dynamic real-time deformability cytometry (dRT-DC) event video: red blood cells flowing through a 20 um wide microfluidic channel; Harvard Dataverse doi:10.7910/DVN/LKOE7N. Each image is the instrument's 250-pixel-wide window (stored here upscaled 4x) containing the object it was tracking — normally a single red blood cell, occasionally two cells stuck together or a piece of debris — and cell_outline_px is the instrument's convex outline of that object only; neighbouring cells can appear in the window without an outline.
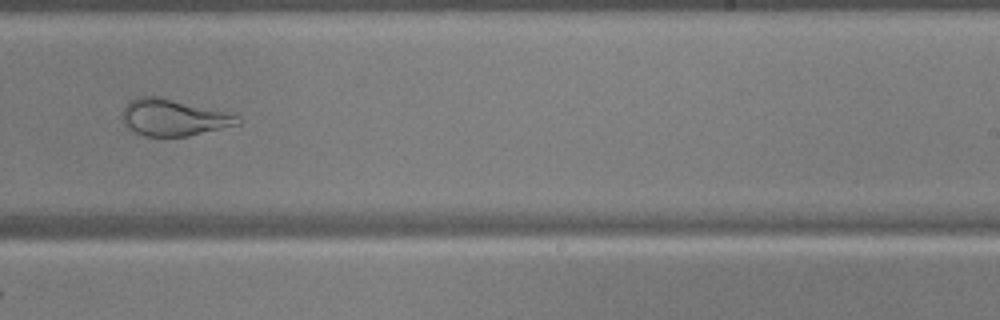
{"species": "common noctule bat (a hibernating species)", "species_latin": "Nyctalus noctula", "temperature_condition": "warm", "stored_images_in_passage": 42, "camera_frame_rate_fps": 3000, "um_per_image_px": 0.085, "animal": {"sex": "male", "body_mass_g": 17.9, "forearm_length_mm": 54.2}, "frame": {"image": 1, "passage_image": 32, "time_ms": 10.333, "image_size_px": [1000, 320], "cell_outline_px": [[240, 124], [188, 136], [144, 136], [132, 132], [124, 124], [120, 116], [128, 100], [140, 96], [156, 96], [224, 112], [236, 116], [240, 120]], "centroid_in_image_um": [14.64, 10.0], "position_along_channel_um": 274.4, "area_um2": 24.33}}
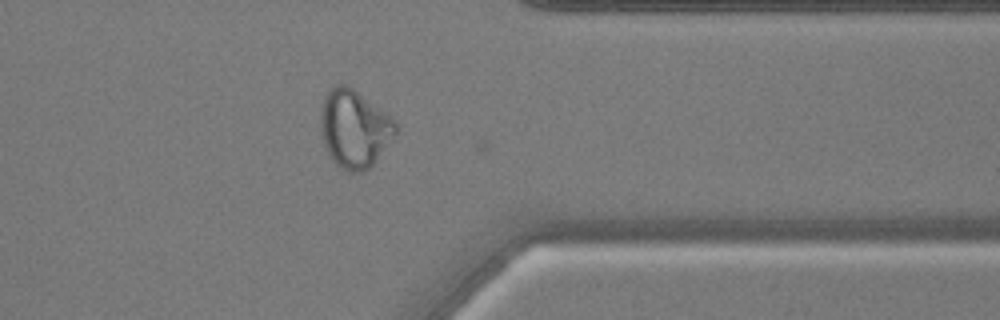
{"frame": {"image": 2, "passage_image": 41, "time_ms": 13.333, "image_size_px": [1000, 320], "cell_outline_px": [[400, 128], [376, 160], [368, 168], [360, 172], [348, 172], [340, 168], [332, 160], [324, 144], [320, 132], [320, 112], [328, 88], [336, 84], [348, 84], [392, 116], [400, 124]], "centroid_in_image_um": [30.13, 10.91], "position_along_channel_um": 381.3, "area_um2": 34.51}}